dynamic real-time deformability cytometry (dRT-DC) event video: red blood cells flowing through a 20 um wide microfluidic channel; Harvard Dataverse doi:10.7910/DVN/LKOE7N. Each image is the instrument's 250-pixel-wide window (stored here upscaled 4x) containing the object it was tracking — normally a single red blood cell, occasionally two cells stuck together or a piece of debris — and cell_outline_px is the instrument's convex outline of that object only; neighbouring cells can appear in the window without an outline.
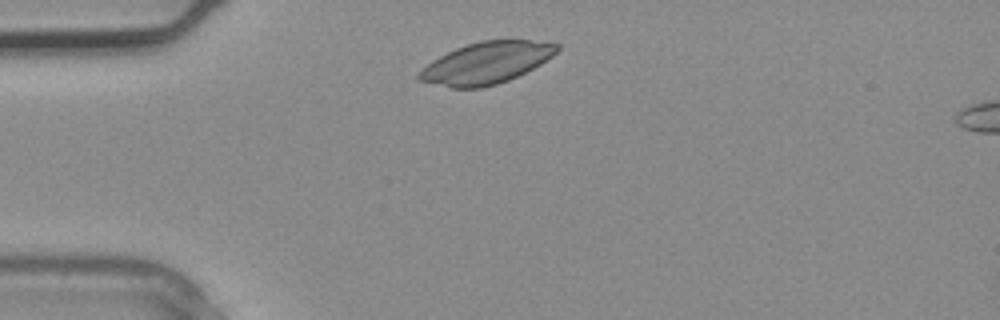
{"species": "common noctule bat (a hibernating species)", "species_latin": "Nyctalus noctula", "temperature_condition": "warm", "stored_images_in_passage": 2, "camera_frame_rate_fps": 3000, "um_per_image_px": 0.085, "animal": {"sex": "male", "body_mass_g": 20.4}, "frame": {"image": 1, "passage_image": 1, "time_ms": 0.0, "image_size_px": [1000, 320], "cell_outline_px": [[560, 48], [552, 56], [540, 64], [508, 80], [496, 84], [480, 88], [452, 88], [416, 80], [416, 76], [432, 60], [456, 48], [480, 40], [528, 40], [560, 44]], "centroid_in_image_um": [41.32, 5.35], "position_along_channel_um": 43.7, "area_um2": 33.12}}